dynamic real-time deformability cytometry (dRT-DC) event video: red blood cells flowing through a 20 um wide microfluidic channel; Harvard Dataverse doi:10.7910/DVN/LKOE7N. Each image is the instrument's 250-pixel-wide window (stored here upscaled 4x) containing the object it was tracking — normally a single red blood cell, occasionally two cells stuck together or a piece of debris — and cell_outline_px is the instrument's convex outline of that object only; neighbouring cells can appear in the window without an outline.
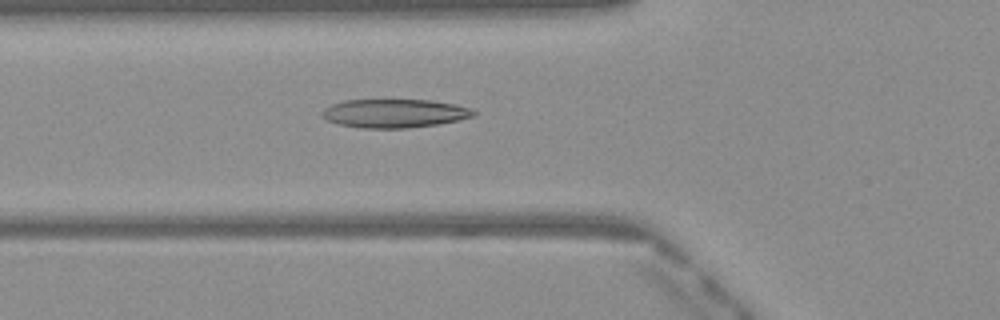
{"species": "Egyptian fruit bat (a non-hibernating species)", "species_latin": "Rousettus aegyptiacus", "temperature_condition": "warm", "stored_images_in_passage": 34, "camera_frame_rate_fps": 3000, "um_per_image_px": 0.085, "frame": {"image": 1, "passage_image": 3, "time_ms": 0.667, "image_size_px": [1000, 320], "cell_outline_px": [[476, 112], [472, 116], [460, 120], [436, 124], [408, 128], [360, 128], [340, 124], [328, 120], [320, 116], [320, 112], [324, 108], [332, 104], [344, 100], [432, 100], [456, 104], [472, 108]], "centroid_in_image_um": [33.52, 9.63], "position_along_channel_um": 92.3, "area_um2": 25.32}}
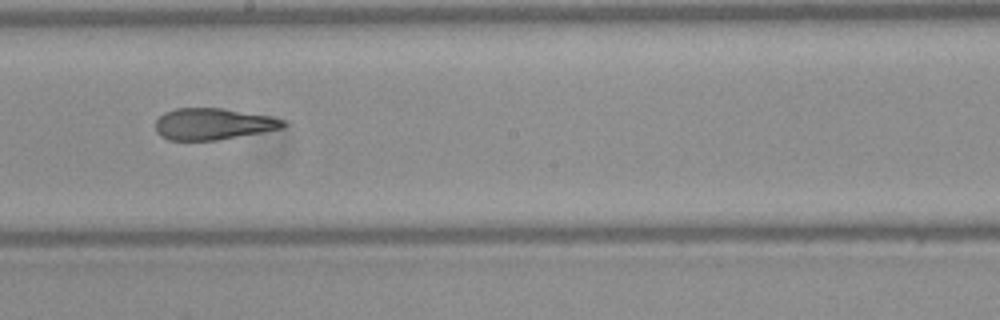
{"frame": {"image": 2, "passage_image": 13, "time_ms": 4.0, "image_size_px": [1000, 320], "cell_outline_px": [[288, 124], [284, 128], [216, 140], [168, 140], [160, 136], [156, 132], [156, 120], [164, 112], [176, 108], [220, 108], [268, 116], [284, 120]], "centroid_in_image_um": [18.08, 10.54], "position_along_channel_um": 230.1, "area_um2": 23.29}}
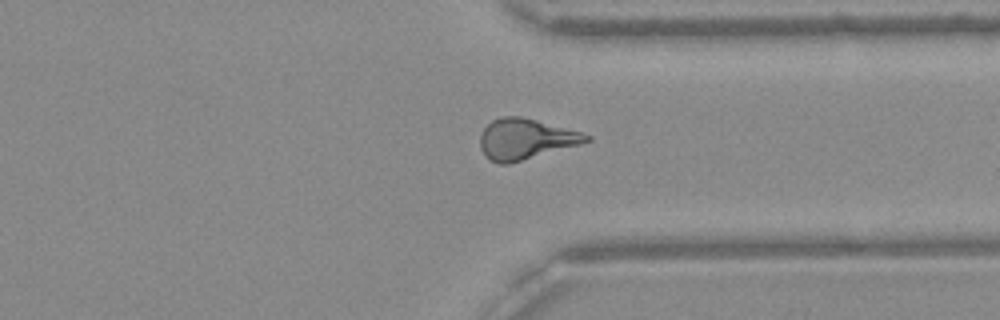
{"frame": {"image": 3, "passage_image": 23, "time_ms": 7.333, "image_size_px": [1000, 320], "cell_outline_px": [[592, 140], [580, 144], [508, 164], [500, 164], [488, 160], [480, 148], [480, 136], [484, 128], [492, 120], [500, 116], [520, 116], [536, 120], [580, 132], [592, 136]], "centroid_in_image_um": [44.64, 11.82], "position_along_channel_um": 366.8, "area_um2": 24.97}, "authors_computed_cell_mechanics": {"area_um2": 24.3338, "velocity_mm_per_s": 4.1126, "shape_relaxation_time_tau1_ms": null, "shape_relaxation_time_tau2_ms": 2.4655, "deformation_change_tau1": null, "deformation_change_tau2": 0.123}}